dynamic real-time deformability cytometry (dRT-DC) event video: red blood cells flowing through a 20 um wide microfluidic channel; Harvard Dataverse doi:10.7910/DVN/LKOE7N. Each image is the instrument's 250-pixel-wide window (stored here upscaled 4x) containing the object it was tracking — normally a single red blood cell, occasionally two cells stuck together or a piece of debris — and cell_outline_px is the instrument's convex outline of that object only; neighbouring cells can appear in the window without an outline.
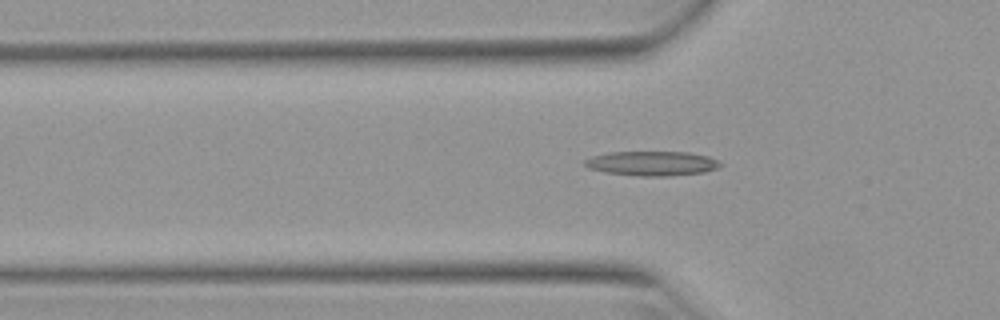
{"species": "Egyptian fruit bat (a non-hibernating species)", "species_latin": "Rousettus aegyptiacus", "temperature_condition": "warm", "stored_images_in_passage": 33, "camera_frame_rate_fps": 3000, "um_per_image_px": 0.085, "animal": {"sex": "female"}, "frame": {"image": 1, "passage_image": 3, "time_ms": 0.667, "image_size_px": [1000, 320], "cell_outline_px": [[724, 164], [720, 168], [704, 172], [668, 176], [640, 176], [604, 172], [588, 168], [584, 164], [584, 160], [592, 156], [608, 152], [688, 152], [708, 156]], "centroid_in_image_um": [55.43, 13.89], "position_along_channel_um": 70.4, "area_um2": 19.48}}
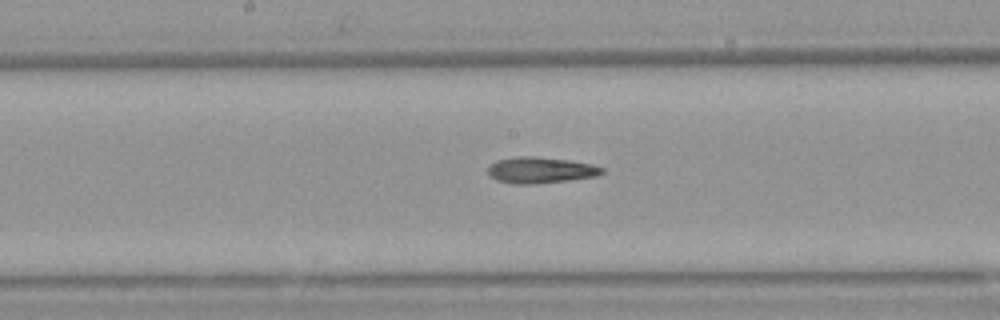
{"frame": {"image": 2, "passage_image": 13, "time_ms": 4.0, "image_size_px": [1000, 320], "cell_outline_px": [[604, 172], [596, 176], [568, 180], [532, 184], [512, 184], [496, 180], [488, 176], [488, 164], [496, 160], [516, 156], [536, 156], [568, 160], [592, 164], [604, 168]], "centroid_in_image_um": [45.88, 14.45], "position_along_channel_um": 202.3, "area_um2": 17.57}}
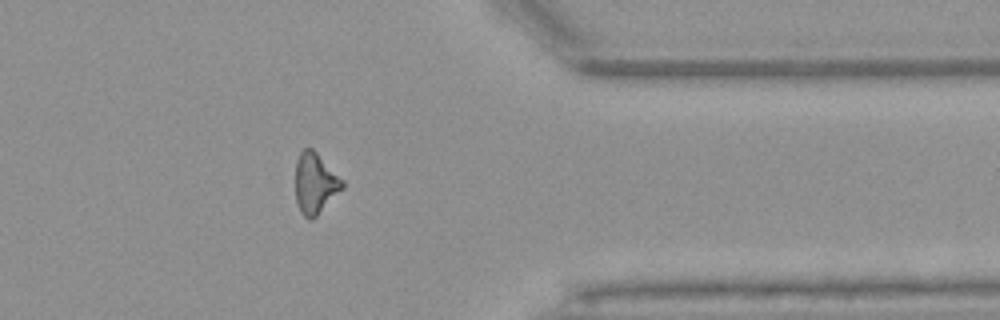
{"frame": {"image": 3, "passage_image": 28, "time_ms": 9.0, "image_size_px": [1000, 320], "cell_outline_px": [[344, 188], [312, 220], [308, 220], [300, 212], [296, 200], [296, 160], [300, 152], [304, 148], [312, 148], [344, 180]], "centroid_in_image_um": [26.79, 15.59], "position_along_channel_um": 384.6, "area_um2": 16.65}, "authors_computed_cell_mechanics": {"area_um2": 16.9354, "velocity_mm_per_s": 3.9473, "shape_relaxation_time_tau1_ms": null, "shape_relaxation_time_tau2_ms": 7.6999, "deformation_change_tau1": null, "deformation_change_tau2": 0.2126}}